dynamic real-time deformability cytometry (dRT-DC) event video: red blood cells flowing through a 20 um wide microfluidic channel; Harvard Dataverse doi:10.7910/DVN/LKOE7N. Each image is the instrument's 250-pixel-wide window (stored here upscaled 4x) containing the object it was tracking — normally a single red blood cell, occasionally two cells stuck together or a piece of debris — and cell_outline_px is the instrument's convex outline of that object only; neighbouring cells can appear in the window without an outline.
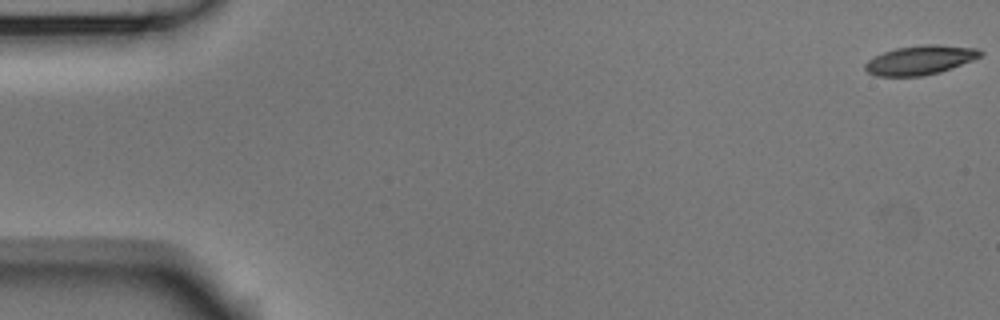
{"species": "Egyptian fruit bat (a non-hibernating species)", "species_latin": "Rousettus aegyptiacus", "temperature_condition": "room temperature", "stored_images_in_passage": 13, "camera_frame_rate_fps": 3000, "um_per_image_px": 0.085, "animal": {"sex": "male"}, "frame": {"image": 1, "passage_image": 1, "time_ms": 0.0, "image_size_px": [1000, 320], "cell_outline_px": [[984, 52], [980, 56], [972, 60], [952, 68], [940, 72], [924, 76], [876, 76], [868, 72], [864, 68], [864, 64], [868, 60], [884, 52], [896, 48], [920, 44], [940, 44], [980, 48]], "centroid_in_image_um": [78.24, 5.09], "position_along_channel_um": 6.8, "area_um2": 19.77}}